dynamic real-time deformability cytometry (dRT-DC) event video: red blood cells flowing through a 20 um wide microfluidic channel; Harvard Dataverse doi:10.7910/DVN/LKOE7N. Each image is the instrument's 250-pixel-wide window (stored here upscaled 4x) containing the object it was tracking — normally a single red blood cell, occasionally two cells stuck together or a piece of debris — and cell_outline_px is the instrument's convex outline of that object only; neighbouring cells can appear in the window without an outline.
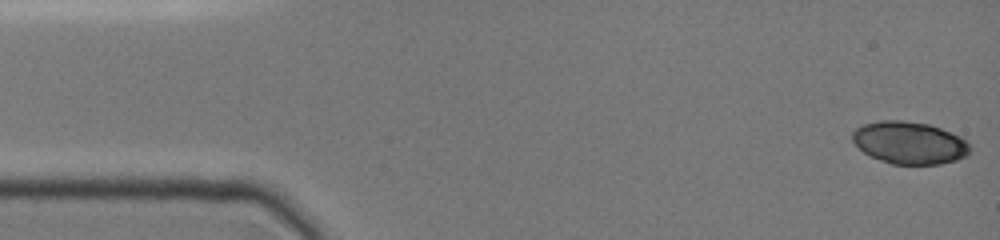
{"species": "common noctule bat (a hibernating species)", "species_latin": "Nyctalus noctula", "temperature_condition": "cold", "stored_images_in_passage": 15, "camera_frame_rate_fps": 3000, "um_per_image_px": 0.085, "animal": {"sex": "female", "body_mass_g": 19.0, "forearm_length_mm": 51.5}, "frame": {"image": 1, "passage_image": 1, "time_ms": 0.0, "image_size_px": [1000, 240], "cell_outline_px": [[972, 148], [968, 156], [956, 160], [936, 164], [892, 164], [872, 156], [864, 152], [852, 140], [852, 132], [856, 128], [864, 124], [880, 120], [904, 120], [928, 124], [940, 128], [960, 136]], "centroid_in_image_um": [77.32, 12.13], "position_along_channel_um": 7.7, "area_um2": 28.9}}
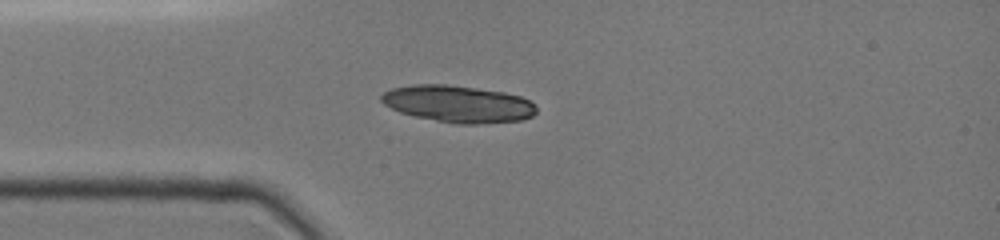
{"frame": {"image": 2, "passage_image": 12, "time_ms": 3.667, "image_size_px": [1000, 240], "cell_outline_px": [[536, 112], [532, 116], [520, 120], [472, 124], [460, 124], [436, 120], [416, 116], [400, 112], [384, 104], [380, 100], [380, 96], [384, 92], [392, 88], [412, 84], [448, 84], [504, 92], [520, 96], [536, 104]], "centroid_in_image_um": [38.93, 8.82], "position_along_channel_um": 46.1, "area_um2": 33.18}}